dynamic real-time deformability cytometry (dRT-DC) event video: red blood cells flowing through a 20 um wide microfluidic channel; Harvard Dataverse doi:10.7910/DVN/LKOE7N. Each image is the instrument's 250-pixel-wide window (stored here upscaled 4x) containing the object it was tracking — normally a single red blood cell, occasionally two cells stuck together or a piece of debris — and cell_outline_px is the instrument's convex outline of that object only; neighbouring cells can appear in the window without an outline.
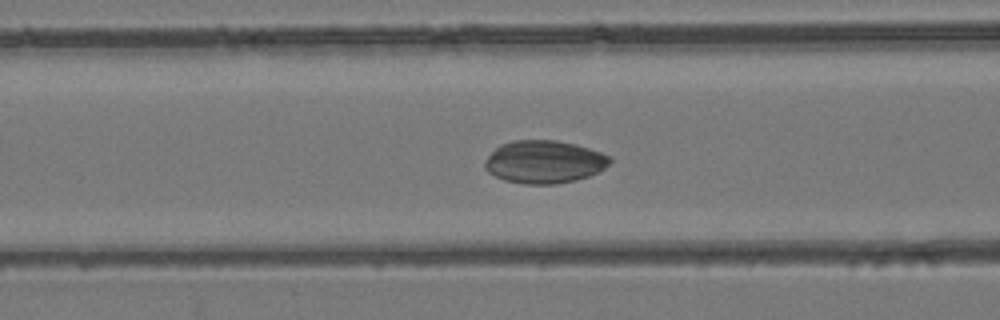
{"species": "common noctule bat (a hibernating species)", "species_latin": "Nyctalus noctula", "temperature_condition": "room temperature", "stored_images_in_passage": 48, "camera_frame_rate_fps": 3000, "um_per_image_px": 0.085, "animal": {"sex": "female", "body_mass_g": 24.6, "forearm_length_mm": 56.2}, "frame": {"image": 1, "passage_image": 20, "time_ms": 6.333, "image_size_px": [1000, 320], "cell_outline_px": [[612, 160], [604, 168], [588, 176], [576, 180], [556, 184], [524, 184], [504, 180], [488, 172], [484, 168], [484, 160], [500, 144], [512, 140], [556, 140], [576, 144], [600, 152], [608, 156]], "centroid_in_image_um": [46.22, 13.75], "position_along_channel_um": 120.4, "area_um2": 31.15}}
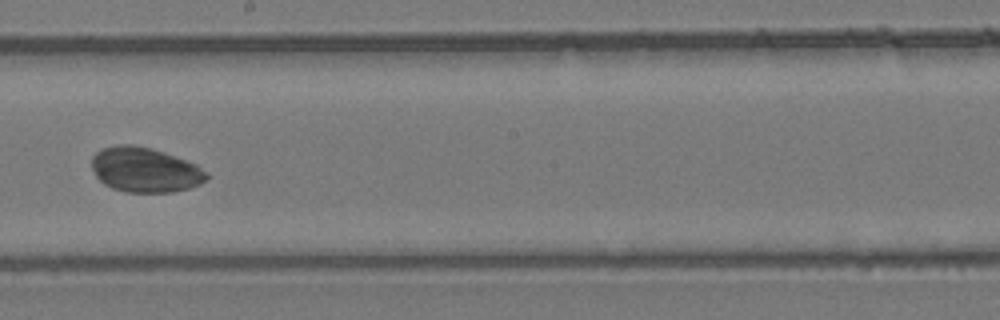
{"frame": {"image": 2, "passage_image": 28, "time_ms": 9.0, "image_size_px": [1000, 320], "cell_outline_px": [[208, 176], [200, 184], [188, 188], [172, 192], [128, 192], [112, 188], [104, 184], [96, 176], [92, 168], [92, 156], [96, 152], [104, 148], [120, 144], [132, 144], [152, 148], [196, 164], [208, 172]], "centroid_in_image_um": [12.31, 14.43], "position_along_channel_um": 235.9, "area_um2": 29.88}}
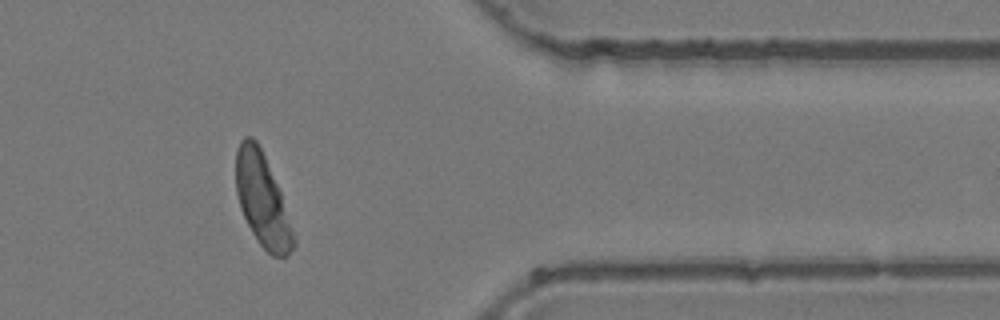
{"frame": {"image": 3, "passage_image": 40, "time_ms": 13.0, "image_size_px": [1000, 320], "cell_outline_px": [[296, 244], [288, 256], [272, 256], [260, 244], [252, 232], [240, 208], [236, 192], [236, 152], [240, 140], [244, 136], [252, 136], [256, 140], [264, 156], [280, 192], [296, 240]], "centroid_in_image_um": [22.29, 17.01], "position_along_channel_um": 389.1, "area_um2": 30.63}}